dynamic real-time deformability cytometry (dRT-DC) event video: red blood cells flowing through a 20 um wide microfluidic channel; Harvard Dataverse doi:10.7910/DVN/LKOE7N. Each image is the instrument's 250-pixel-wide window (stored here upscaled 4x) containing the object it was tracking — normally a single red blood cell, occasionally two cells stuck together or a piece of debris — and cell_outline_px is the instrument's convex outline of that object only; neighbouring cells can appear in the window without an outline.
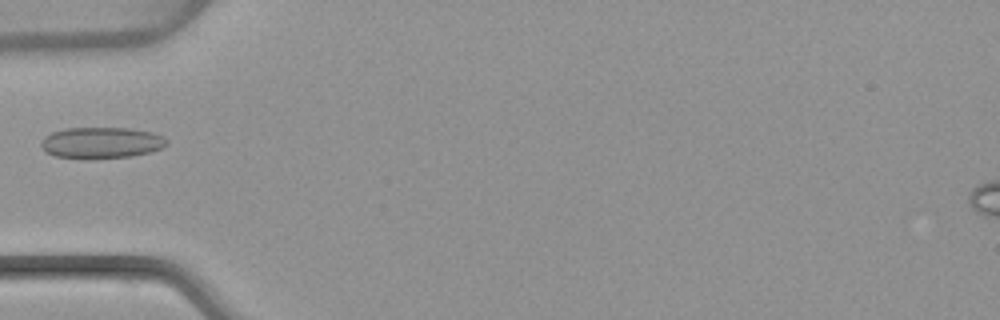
{"species": "common noctule bat (a hibernating species)", "species_latin": "Nyctalus noctula", "temperature_condition": "warm", "stored_images_in_passage": 6, "camera_frame_rate_fps": 3000, "um_per_image_px": 0.085, "animal": {"sex": "female", "body_mass_g": 22.7, "forearm_length_mm": 54.2}, "frame": {"image": 1, "passage_image": 5, "time_ms": 5.0, "image_size_px": [1000, 320], "cell_outline_px": [[168, 144], [152, 152], [132, 156], [92, 160], [88, 160], [56, 156], [44, 152], [40, 144], [44, 136], [52, 132], [64, 128], [128, 128], [152, 132], [164, 136], [168, 140]], "centroid_in_image_um": [8.6, 12.15], "position_along_channel_um": 76.4, "area_um2": 23.41}}
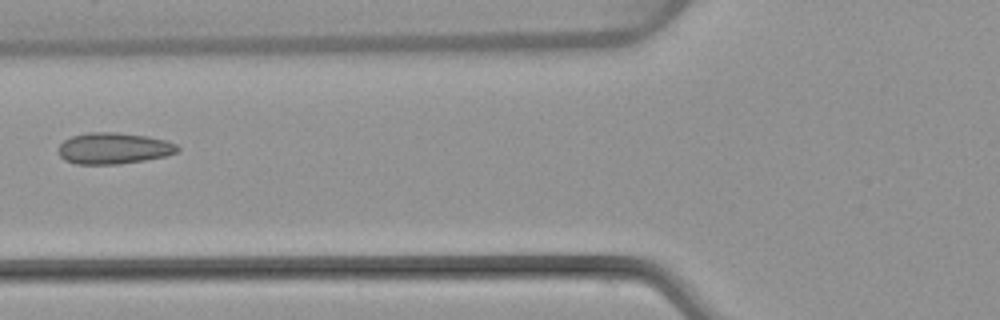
{"frame": {"image": 2, "passage_image": 6, "time_ms": 6.0, "image_size_px": [1000, 320], "cell_outline_px": [[180, 148], [176, 152], [164, 156], [144, 160], [120, 164], [76, 164], [64, 160], [60, 156], [60, 144], [64, 140], [72, 136], [88, 132], [116, 132], [148, 136], [164, 140], [176, 144]], "centroid_in_image_um": [9.65, 12.6], "position_along_channel_um": 116.2, "area_um2": 21.62}}